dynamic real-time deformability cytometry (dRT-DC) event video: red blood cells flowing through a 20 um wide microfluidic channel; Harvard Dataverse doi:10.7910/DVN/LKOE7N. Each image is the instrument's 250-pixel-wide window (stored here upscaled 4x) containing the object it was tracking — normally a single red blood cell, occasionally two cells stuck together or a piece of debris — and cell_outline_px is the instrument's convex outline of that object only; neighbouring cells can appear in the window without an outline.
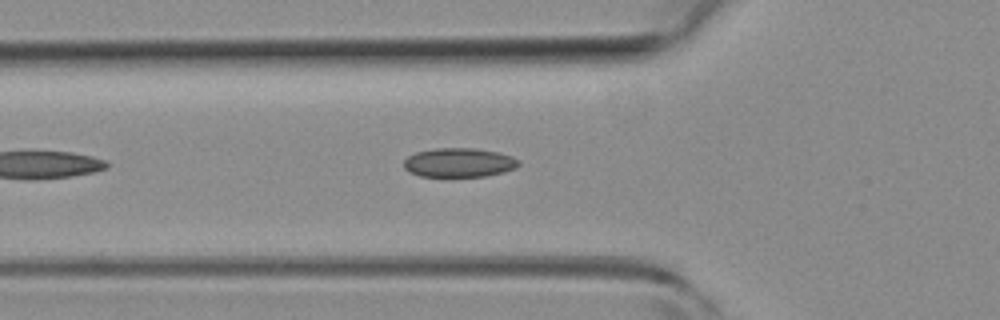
{"species": "common noctule bat (a hibernating species)", "species_latin": "Nyctalus noctula", "temperature_condition": "room temperature", "stored_images_in_passage": 40, "camera_frame_rate_fps": 3000, "um_per_image_px": 0.085, "animal": {"sex": "female", "body_mass_g": 19.3, "forearm_length_mm": 54.1}, "frame": {"image": 1, "passage_image": 6, "time_ms": 1.667, "image_size_px": [1000, 320], "cell_outline_px": [[520, 164], [516, 168], [504, 172], [488, 176], [420, 176], [408, 172], [404, 168], [404, 160], [408, 156], [416, 152], [436, 148], [472, 148], [496, 152], [512, 156], [520, 160]], "centroid_in_image_um": [39.02, 13.82], "position_along_channel_um": 86.8, "area_um2": 19.54}}
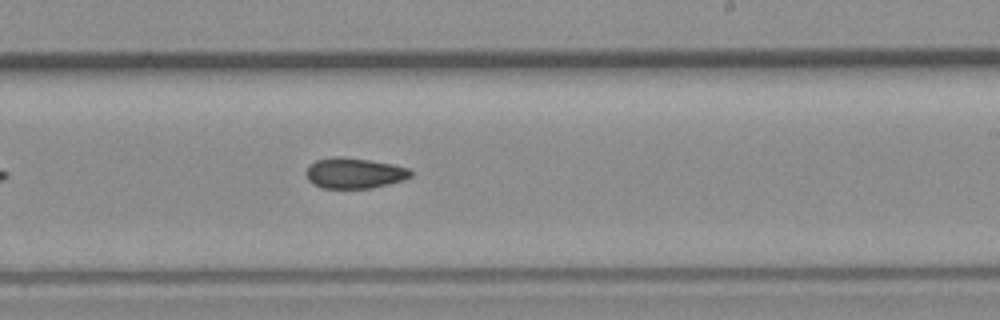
{"frame": {"image": 2, "passage_image": 19, "time_ms": 6.0, "image_size_px": [1000, 320], "cell_outline_px": [[412, 176], [404, 180], [372, 188], [320, 188], [312, 184], [308, 180], [304, 172], [308, 164], [316, 160], [332, 156], [340, 156], [368, 160], [392, 164], [408, 168], [412, 172]], "centroid_in_image_um": [30.06, 14.71], "position_along_channel_um": 258.9, "area_um2": 18.9}}
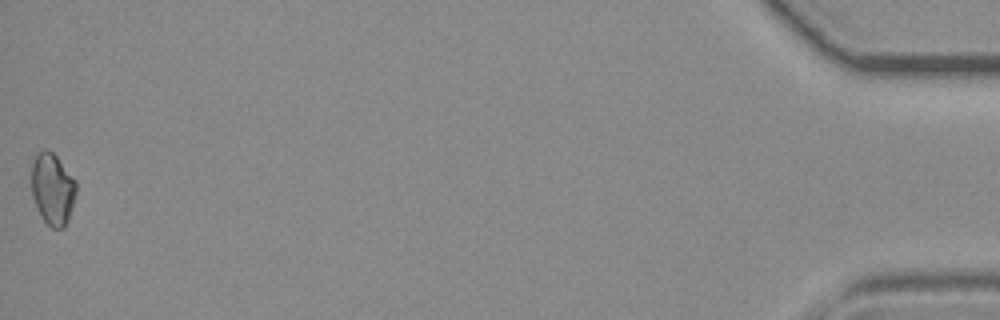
{"frame": {"image": 3, "passage_image": 40, "time_ms": 13.0, "image_size_px": [1000, 320], "cell_outline_px": [[76, 192], [68, 220], [64, 228], [52, 228], [40, 216], [32, 196], [28, 164], [36, 152], [44, 148], [48, 148], [56, 156], [76, 180]], "centroid_in_image_um": [4.4, 15.99], "position_along_channel_um": 430.8, "area_um2": 19.36}, "authors_computed_cell_mechanics": {"area_um2": 18.6405, "velocity_mm_per_s": 3.9666, "shape_relaxation_time_tau1_ms": null, "shape_relaxation_time_tau2_ms": 6.2537, "deformation_change_tau1": null, "deformation_change_tau2": 0.1155}}